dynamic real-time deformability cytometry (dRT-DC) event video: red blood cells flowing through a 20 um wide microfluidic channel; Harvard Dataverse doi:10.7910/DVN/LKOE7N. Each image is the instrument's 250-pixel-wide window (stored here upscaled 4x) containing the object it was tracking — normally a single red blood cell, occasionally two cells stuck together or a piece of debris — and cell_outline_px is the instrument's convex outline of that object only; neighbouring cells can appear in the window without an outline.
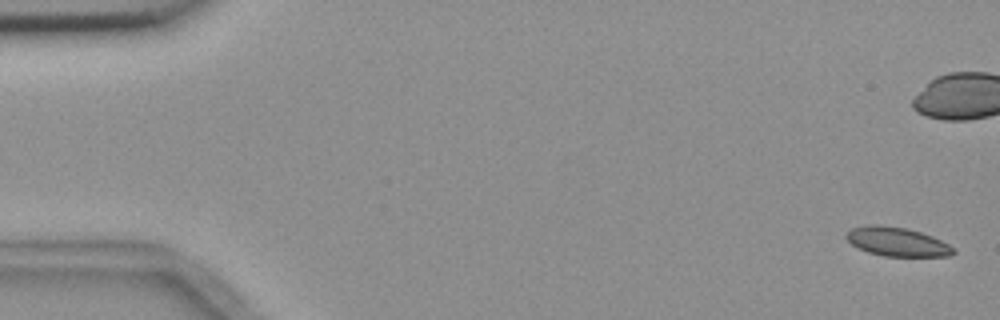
{"species": "common noctule bat (a hibernating species)", "species_latin": "Nyctalus noctula", "temperature_condition": "room temperature", "stored_images_in_passage": 9, "camera_frame_rate_fps": 3000, "um_per_image_px": 0.085, "animal": {"sex": "female", "body_mass_g": 18.4}, "frame": {"image": 1, "passage_image": 1, "time_ms": 0.0, "image_size_px": [1000, 320], "cell_outline_px": [[956, 252], [952, 256], [884, 256], [868, 252], [852, 244], [844, 236], [852, 228], [868, 224], [880, 224], [908, 228], [932, 236], [956, 248]], "centroid_in_image_um": [76.28, 20.54], "position_along_channel_um": 8.7, "area_um2": 18.15}}